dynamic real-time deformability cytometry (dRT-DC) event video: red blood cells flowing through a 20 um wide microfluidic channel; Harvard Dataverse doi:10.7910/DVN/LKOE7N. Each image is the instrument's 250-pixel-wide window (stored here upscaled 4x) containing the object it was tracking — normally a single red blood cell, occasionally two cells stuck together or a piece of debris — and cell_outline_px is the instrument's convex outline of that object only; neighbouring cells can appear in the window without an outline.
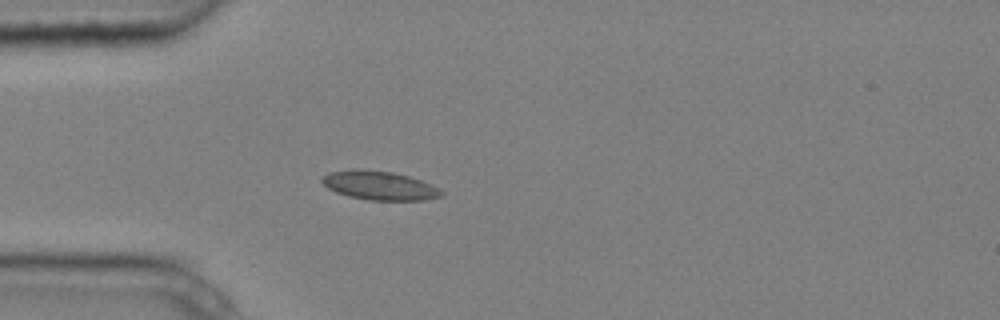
{"species": "common noctule bat (a hibernating species)", "species_latin": "Nyctalus noctula", "temperature_condition": "cold", "stored_images_in_passage": 1, "camera_frame_rate_fps": 3000, "um_per_image_px": 0.085, "animal": {"sex": "male", "body_mass_g": 20.4}, "frame": {"image": 1, "passage_image": 1, "time_ms": 0.0, "image_size_px": [1000, 320], "cell_outline_px": [[444, 196], [424, 200], [368, 200], [348, 196], [336, 192], [328, 188], [320, 180], [328, 172], [352, 168], [360, 168], [392, 172], [408, 176], [432, 184], [440, 188], [444, 192]], "centroid_in_image_um": [32.26, 15.76], "position_along_channel_um": 52.7, "area_um2": 20.35}}